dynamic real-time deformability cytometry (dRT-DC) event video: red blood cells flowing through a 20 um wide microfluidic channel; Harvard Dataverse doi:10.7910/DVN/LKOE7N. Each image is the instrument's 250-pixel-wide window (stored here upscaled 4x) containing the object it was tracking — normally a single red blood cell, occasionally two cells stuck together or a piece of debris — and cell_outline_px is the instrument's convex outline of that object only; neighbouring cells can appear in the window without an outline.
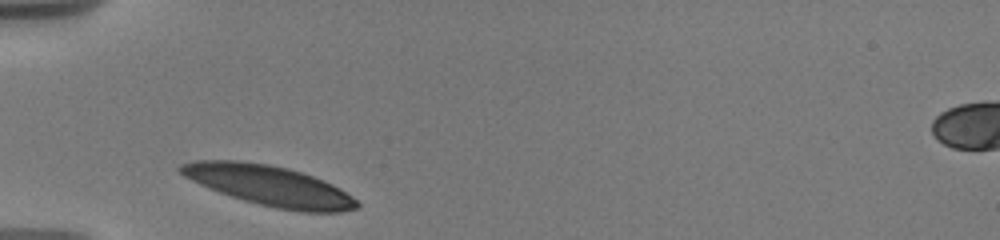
{"species": "human", "species_latin": "Homo sapiens", "temperature_condition": "warm", "stored_images_in_passage": 28, "camera_frame_rate_fps": 3000, "um_per_image_px": 0.085, "donor": {"sex": "male"}, "frame": {"image": 1, "passage_image": 1, "time_ms": 0.0, "image_size_px": [1000, 240], "cell_outline_px": [[360, 208], [340, 212], [304, 212], [276, 208], [244, 200], [220, 192], [200, 184], [184, 176], [176, 168], [180, 164], [196, 160], [236, 160], [268, 164], [288, 168], [312, 176], [332, 184], [340, 188], [352, 196], [360, 204]], "centroid_in_image_um": [22.9, 15.78], "position_along_channel_um": 62.1, "area_um2": 41.04}}
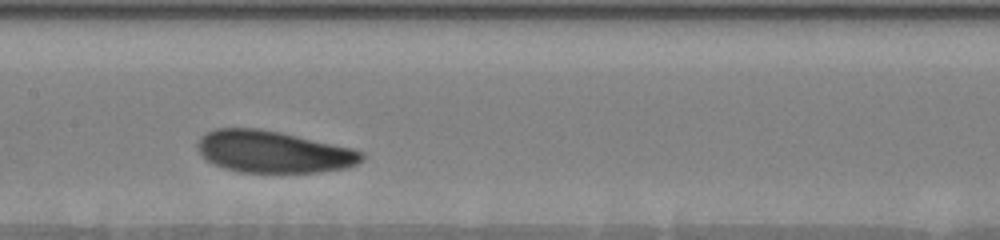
{"frame": {"image": 2, "passage_image": 10, "time_ms": 3.667, "image_size_px": [1000, 240], "cell_outline_px": [[364, 160], [356, 164], [344, 168], [320, 172], [240, 172], [224, 168], [208, 160], [200, 152], [196, 144], [200, 136], [204, 132], [216, 128], [260, 128], [280, 132], [352, 148], [364, 152]], "centroid_in_image_um": [23.23, 12.89], "position_along_channel_um": 184.2, "area_um2": 40.06}}
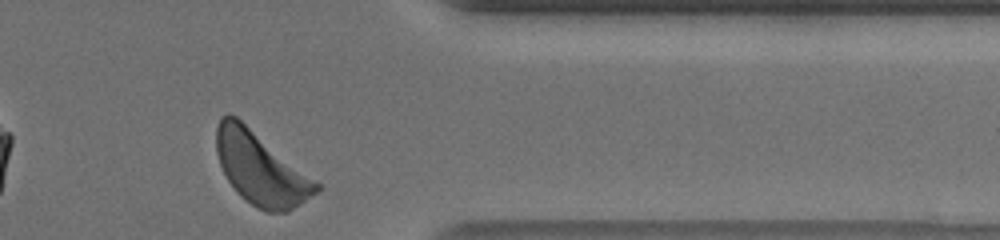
{"frame": {"image": 3, "passage_image": 25, "time_ms": 9.667, "image_size_px": [1000, 240], "cell_outline_px": [[320, 188], [316, 192], [300, 204], [288, 212], [268, 212], [252, 204], [240, 196], [228, 180], [220, 164], [216, 152], [216, 128], [220, 116], [228, 112], [236, 116], [320, 184]], "centroid_in_image_um": [22.12, 14.31], "position_along_channel_um": 389.3, "area_um2": 41.5}, "authors_computed_cell_mechanics": {"area_um2": 40.1999, "velocity_mm_per_s": 3.5473, "shape_relaxation_time_tau1_ms": 1.6821, "shape_relaxation_time_tau2_ms": 5.6203, "deformation_change_tau1": 0.0865, "deformation_change_tau2": 0.1592}}